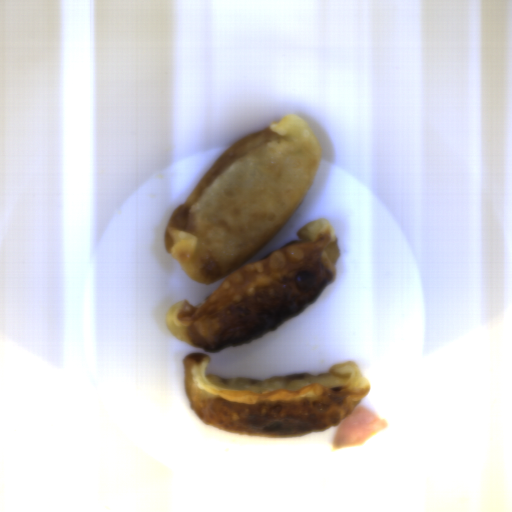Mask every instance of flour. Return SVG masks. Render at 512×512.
Listing matches in <instances>:
<instances>
[{"label":"flour","instance_id":"obj_1","mask_svg":"<svg viewBox=\"0 0 512 512\" xmlns=\"http://www.w3.org/2000/svg\"><path fill=\"white\" fill-rule=\"evenodd\" d=\"M319 139L298 115L232 143L171 214L165 247L201 285L225 278L199 305L179 300L166 328L204 351L258 338L318 299L341 256L330 222L319 218L265 257L261 251L309 192L321 160ZM246 264V265H245Z\"/></svg>","mask_w":512,"mask_h":512},{"label":"flour","instance_id":"obj_2","mask_svg":"<svg viewBox=\"0 0 512 512\" xmlns=\"http://www.w3.org/2000/svg\"><path fill=\"white\" fill-rule=\"evenodd\" d=\"M209 361L198 352L184 357L189 404L200 420L231 433L286 437L322 432L339 426L371 390L352 361L320 375L270 379L206 375Z\"/></svg>","mask_w":512,"mask_h":512}]
</instances>
